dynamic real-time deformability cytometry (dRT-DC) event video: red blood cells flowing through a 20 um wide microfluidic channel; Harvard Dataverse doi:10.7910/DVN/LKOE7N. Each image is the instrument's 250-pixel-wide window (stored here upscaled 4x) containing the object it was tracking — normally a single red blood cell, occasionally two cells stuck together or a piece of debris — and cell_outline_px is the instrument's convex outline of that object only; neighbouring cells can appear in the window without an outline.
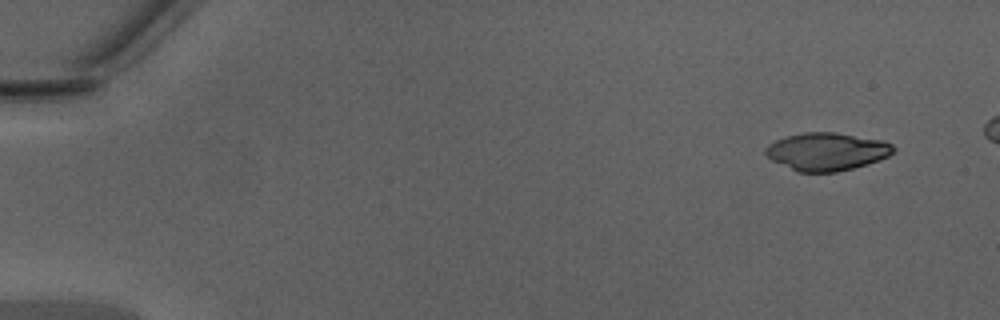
{"species": "Egyptian fruit bat (a non-hibernating species)", "species_latin": "Rousettus aegyptiacus", "temperature_condition": "warm", "stored_images_in_passage": 43, "camera_frame_rate_fps": 3000, "um_per_image_px": 0.085, "animal": {"sex": "male"}, "frame": {"image": 1, "passage_image": 1, "time_ms": 0.0, "image_size_px": [1000, 320], "cell_outline_px": [[896, 148], [888, 156], [868, 164], [836, 172], [800, 172], [772, 160], [764, 152], [764, 148], [768, 144], [776, 140], [788, 136], [804, 132], [836, 132], [880, 140], [892, 144]], "centroid_in_image_um": [70.27, 12.88], "position_along_channel_um": 14.7, "area_um2": 27.92}}